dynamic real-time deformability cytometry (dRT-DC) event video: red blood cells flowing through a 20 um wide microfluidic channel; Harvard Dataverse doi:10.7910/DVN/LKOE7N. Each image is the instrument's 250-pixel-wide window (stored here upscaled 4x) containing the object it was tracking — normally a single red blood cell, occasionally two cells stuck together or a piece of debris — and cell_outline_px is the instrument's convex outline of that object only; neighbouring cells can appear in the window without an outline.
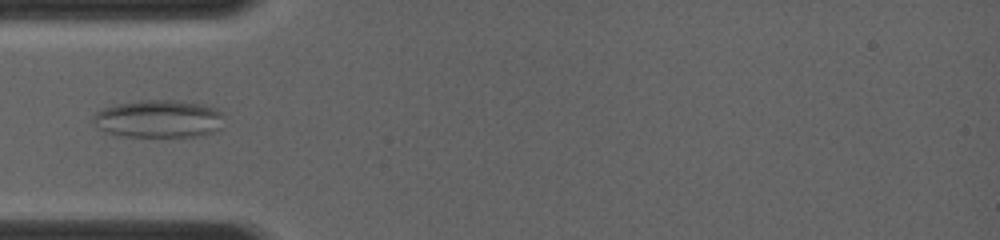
{"species": "common noctule bat (a hibernating species)", "species_latin": "Nyctalus noctula", "temperature_condition": "room temperature", "stored_images_in_passage": 32, "camera_frame_rate_fps": 4000, "um_per_image_px": 0.085, "animal": {"sex": "female", "body_mass_g": 19.0, "forearm_length_mm": 56.7}, "frame": {"image": 1, "passage_image": 7, "time_ms": 4.0, "image_size_px": [1000, 240], "cell_outline_px": [[224, 116], [220, 128], [204, 136], [116, 136], [104, 132], [92, 120], [92, 116], [96, 112], [104, 108], [120, 104], [140, 100], [176, 100], [204, 104], [216, 108]], "centroid_in_image_um": [13.5, 10.1], "position_along_channel_um": 71.5, "area_um2": 28.84}}
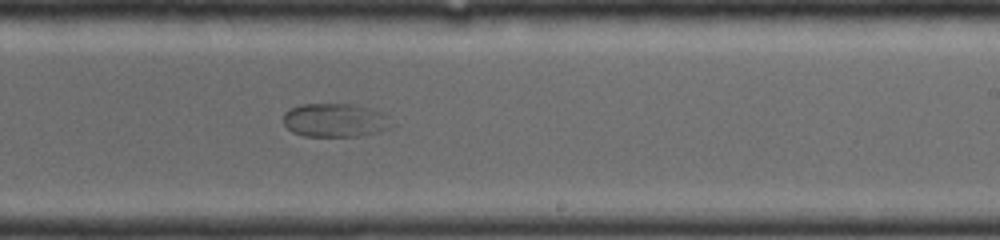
{"frame": {"image": 2, "passage_image": 19, "time_ms": 8.25, "image_size_px": [1000, 240], "cell_outline_px": [[392, 124], [388, 128], [376, 132], [360, 136], [304, 136], [292, 132], [284, 124], [284, 112], [300, 104], [352, 104], [380, 112]], "centroid_in_image_um": [28.41, 10.23], "position_along_channel_um": 260.6, "area_um2": 20.81}}
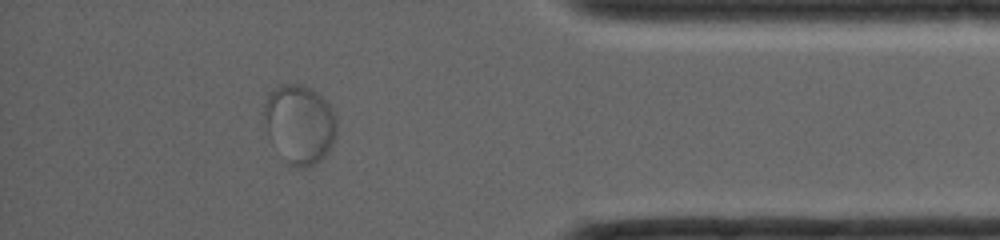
{"frame": {"image": 3, "passage_image": 29, "time_ms": 12.0, "image_size_px": [1000, 240], "cell_outline_px": [[336, 132], [332, 144], [328, 152], [316, 164], [304, 168], [288, 168], [268, 136], [264, 120], [264, 104], [268, 96], [276, 88], [284, 84], [300, 84], [312, 88], [328, 104], [336, 120]], "centroid_in_image_um": [25.44, 10.61], "position_along_channel_um": 409.8, "area_um2": 33.52}}